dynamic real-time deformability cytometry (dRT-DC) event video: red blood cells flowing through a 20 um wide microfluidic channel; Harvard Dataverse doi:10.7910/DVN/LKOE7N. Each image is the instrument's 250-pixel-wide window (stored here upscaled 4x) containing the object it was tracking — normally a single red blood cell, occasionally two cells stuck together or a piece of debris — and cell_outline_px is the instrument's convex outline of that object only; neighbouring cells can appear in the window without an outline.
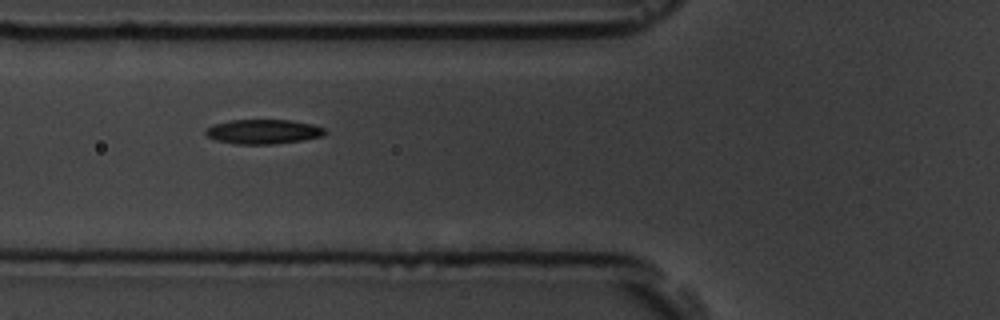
{"species": "common noctule bat (a hibernating species)", "species_latin": "Nyctalus noctula", "temperature_condition": "room temperature", "stored_images_in_passage": 8, "camera_frame_rate_fps": 3000, "um_per_image_px": 0.085, "animal": {"sex": "male", "body_mass_g": 19.5, "forearm_length_mm": 54.6}, "frame": {"image": 1, "passage_image": 7, "time_ms": 7.0, "image_size_px": [1000, 320], "cell_outline_px": [[324, 136], [300, 140], [272, 144], [236, 144], [216, 140], [208, 136], [204, 132], [204, 128], [212, 124], [228, 120], [292, 120], [312, 124], [324, 128]], "centroid_in_image_um": [22.31, 11.18], "position_along_channel_um": 103.5, "area_um2": 17.05}}
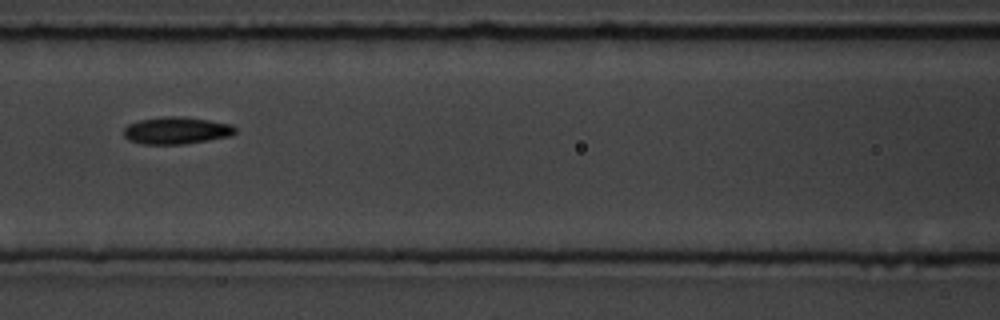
{"frame": {"image": 2, "passage_image": 8, "time_ms": 8.333, "image_size_px": [1000, 320], "cell_outline_px": [[236, 132], [232, 136], [184, 144], [140, 144], [128, 140], [124, 136], [124, 128], [128, 124], [140, 120], [164, 116], [180, 116], [208, 120], [232, 124], [236, 128]], "centroid_in_image_um": [15.0, 11.09], "position_along_channel_um": 151.6, "area_um2": 17.74}}